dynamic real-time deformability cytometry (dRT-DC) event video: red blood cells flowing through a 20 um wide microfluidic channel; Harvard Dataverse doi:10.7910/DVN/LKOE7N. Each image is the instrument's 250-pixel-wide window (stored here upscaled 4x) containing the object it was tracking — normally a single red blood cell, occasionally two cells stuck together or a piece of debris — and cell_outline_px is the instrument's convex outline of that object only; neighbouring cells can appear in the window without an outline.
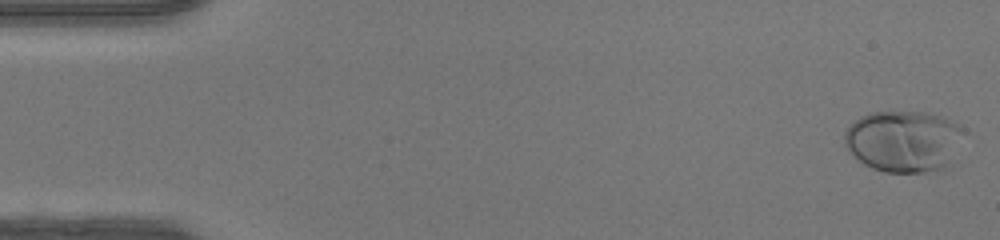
{"species": "human", "species_latin": "Homo sapiens", "temperature_condition": "warm", "stored_images_in_passage": 47, "camera_frame_rate_fps": 3000, "um_per_image_px": 0.085, "donor": {"sex": "female"}, "frame": {"image": 1, "passage_image": 1, "time_ms": 0.0, "image_size_px": [1000, 240], "cell_outline_px": [[968, 132], [944, 172], [884, 172], [872, 168], [856, 160], [848, 152], [844, 144], [844, 132], [860, 116], [868, 112], [924, 112], [944, 116], [960, 124]], "centroid_in_image_um": [76.87, 12.01], "position_along_channel_um": 8.1, "area_um2": 43.93}}
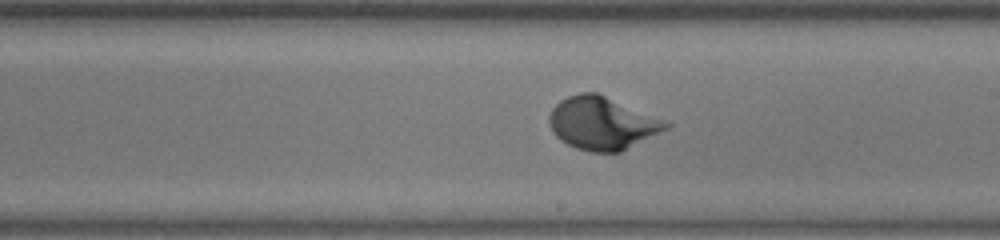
{"frame": {"image": 2, "passage_image": 27, "time_ms": 8.667, "image_size_px": [1000, 240], "cell_outline_px": [[672, 124], [668, 128], [620, 152], [592, 152], [576, 148], [560, 140], [552, 132], [548, 124], [548, 116], [552, 108], [560, 100], [568, 96], [580, 92], [596, 92], [668, 120]], "centroid_in_image_um": [51.18, 10.46], "position_along_channel_um": 237.8, "area_um2": 36.13}}
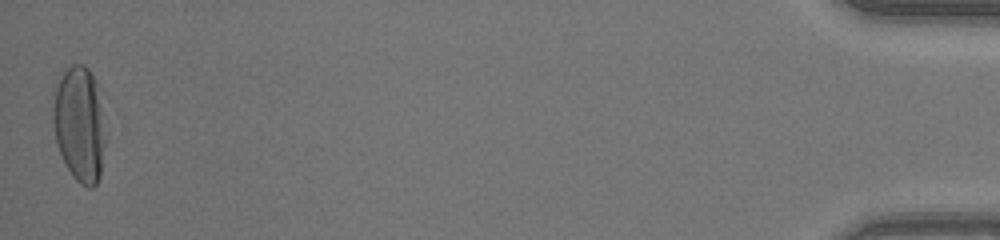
{"frame": {"image": 3, "passage_image": 47, "time_ms": 15.333, "image_size_px": [1000, 240], "cell_outline_px": [[104, 144], [100, 176], [96, 184], [92, 188], [88, 188], [80, 184], [72, 176], [60, 152], [56, 140], [52, 116], [52, 108], [56, 88], [64, 72], [72, 64], [84, 64], [88, 68], [96, 84], [100, 108], [104, 140]], "centroid_in_image_um": [6.73, 10.59], "position_along_channel_um": 428.5, "area_um2": 34.33}, "authors_computed_cell_mechanics": {"area_um2": 34.391, "velocity_mm_per_s": 4.3587, "shape_relaxation_time_tau1_ms": 2.8747, "shape_relaxation_time_tau2_ms": null, "deformation_change_tau1": 0.2034, "deformation_change_tau2": null}}